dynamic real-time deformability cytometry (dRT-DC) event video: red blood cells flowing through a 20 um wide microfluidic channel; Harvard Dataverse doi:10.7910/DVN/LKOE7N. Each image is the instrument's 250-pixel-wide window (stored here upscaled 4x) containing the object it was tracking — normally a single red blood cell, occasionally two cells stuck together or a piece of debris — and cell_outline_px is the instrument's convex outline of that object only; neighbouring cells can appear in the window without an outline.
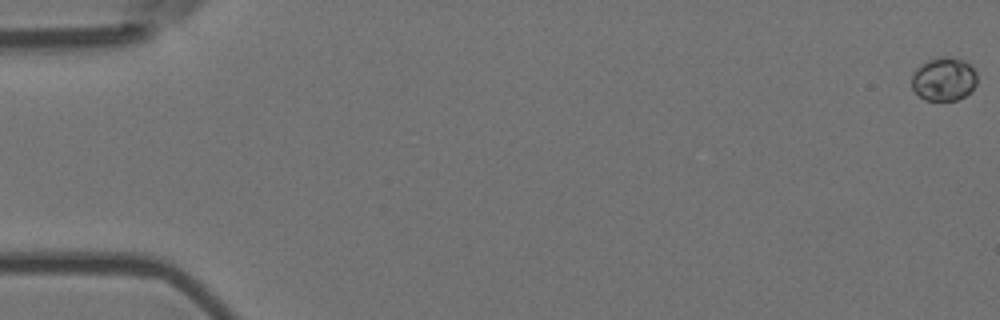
{"species": "Egyptian fruit bat (a non-hibernating species)", "species_latin": "Rousettus aegyptiacus", "temperature_condition": "room temperature", "stored_images_in_passage": 57, "camera_frame_rate_fps": 3000, "um_per_image_px": 0.085, "animal": {"sex": "female"}, "frame": {"image": 1, "passage_image": 1, "time_ms": 0.0, "image_size_px": [1000, 320], "cell_outline_px": [[976, 84], [964, 96], [956, 100], [924, 100], [912, 88], [912, 76], [916, 68], [920, 64], [928, 60], [944, 56], [952, 56], [964, 60], [976, 72]], "centroid_in_image_um": [80.21, 6.7], "position_along_channel_um": 4.8, "area_um2": 16.47}}
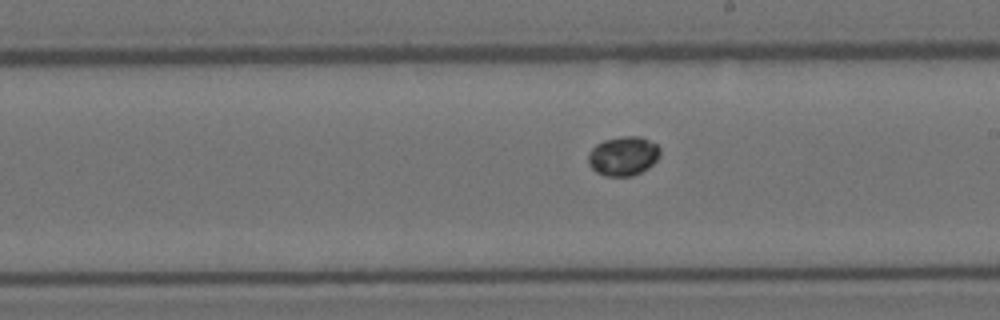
{"frame": {"image": 2, "passage_image": 33, "time_ms": 10.667, "image_size_px": [1000, 320], "cell_outline_px": [[660, 156], [648, 168], [632, 176], [604, 176], [596, 172], [588, 164], [588, 152], [596, 144], [604, 140], [620, 136], [640, 136], [656, 144], [660, 148]], "centroid_in_image_um": [52.96, 13.26], "position_along_channel_um": 236.0, "area_um2": 16.53}}
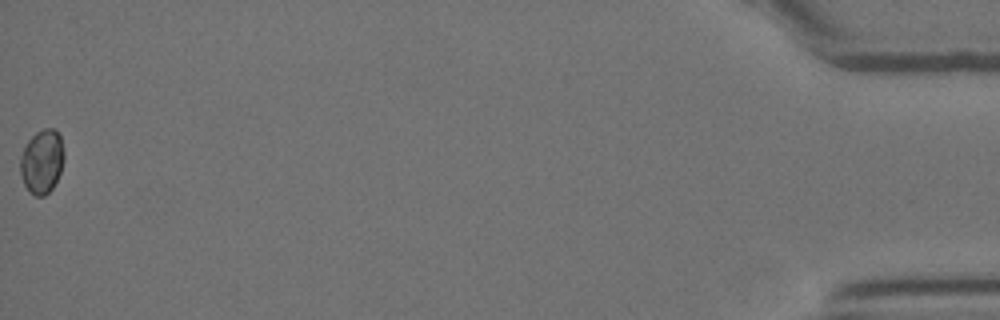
{"frame": {"image": 3, "passage_image": 57, "time_ms": 18.667, "image_size_px": [1000, 320], "cell_outline_px": [[64, 160], [60, 172], [52, 188], [44, 196], [36, 196], [28, 192], [24, 184], [20, 172], [20, 156], [28, 140], [36, 132], [44, 128], [56, 128], [60, 136], [64, 152]], "centroid_in_image_um": [3.56, 13.72], "position_along_channel_um": 431.6, "area_um2": 16.42}}